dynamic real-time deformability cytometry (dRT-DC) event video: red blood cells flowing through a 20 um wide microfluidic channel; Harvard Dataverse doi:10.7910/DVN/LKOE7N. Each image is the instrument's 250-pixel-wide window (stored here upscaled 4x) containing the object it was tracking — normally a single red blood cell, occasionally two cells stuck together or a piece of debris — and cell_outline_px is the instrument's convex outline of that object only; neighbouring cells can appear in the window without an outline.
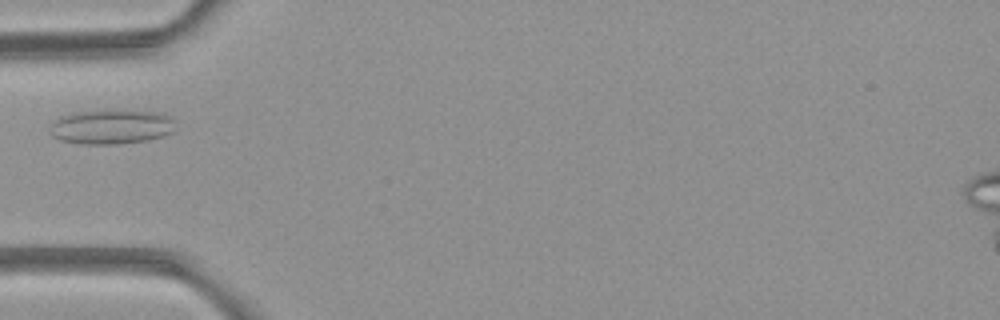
{"species": "common noctule bat (a hibernating species)", "species_latin": "Nyctalus noctula", "temperature_condition": "room temperature", "stored_images_in_passage": 1, "camera_frame_rate_fps": 3000, "um_per_image_px": 0.085, "animal": {"sex": "female", "body_mass_g": 21.9}, "frame": {"image": 1, "passage_image": 1, "time_ms": 0.0, "image_size_px": [1000, 320], "cell_outline_px": [[176, 128], [172, 132], [164, 136], [148, 140], [116, 144], [80, 144], [60, 140], [52, 136], [48, 132], [48, 128], [60, 116], [72, 112], [112, 108], [156, 112], [172, 116]], "centroid_in_image_um": [9.46, 10.75], "position_along_channel_um": 75.5, "area_um2": 26.18}}